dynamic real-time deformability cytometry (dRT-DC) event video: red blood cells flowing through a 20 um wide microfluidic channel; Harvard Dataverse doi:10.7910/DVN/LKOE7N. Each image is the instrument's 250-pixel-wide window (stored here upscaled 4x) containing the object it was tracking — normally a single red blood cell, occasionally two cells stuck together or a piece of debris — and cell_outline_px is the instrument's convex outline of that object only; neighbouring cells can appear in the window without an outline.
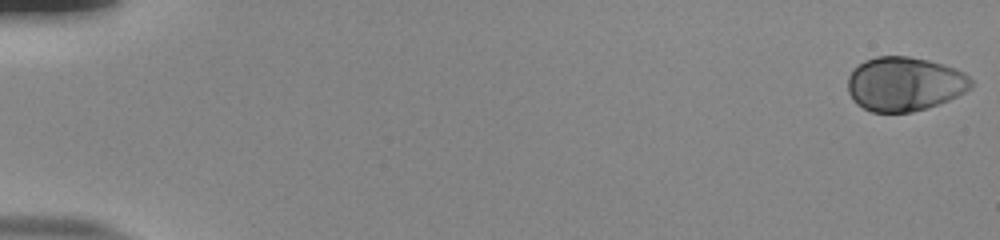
{"species": "human", "species_latin": "Homo sapiens", "temperature_condition": "room temperature", "stored_images_in_passage": 55, "camera_frame_rate_fps": 3000, "um_per_image_px": 0.085, "donor": {"sex": "male"}, "frame": {"image": 1, "passage_image": 1, "time_ms": 0.0, "image_size_px": [1000, 240], "cell_outline_px": [[972, 84], [964, 92], [948, 100], [912, 112], [872, 112], [856, 104], [852, 100], [848, 92], [848, 76], [852, 68], [864, 60], [876, 56], [908, 56], [928, 60], [944, 64], [956, 68], [964, 72], [972, 80]], "centroid_in_image_um": [76.84, 7.12], "position_along_channel_um": 8.2, "area_um2": 39.02}}
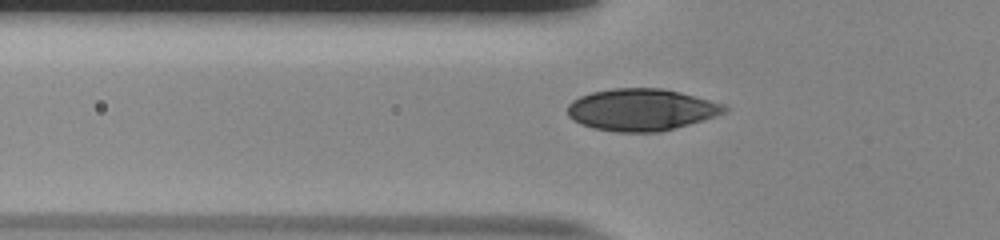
{"frame": {"image": 2, "passage_image": 20, "time_ms": 6.333, "image_size_px": [1000, 240], "cell_outline_px": [[728, 112], [704, 120], [660, 132], [616, 132], [592, 128], [580, 124], [568, 116], [568, 104], [572, 100], [580, 96], [592, 92], [612, 88], [664, 88], [680, 92], [724, 104], [728, 108]], "centroid_in_image_um": [54.52, 9.33], "position_along_channel_um": 71.3, "area_um2": 38.55}}
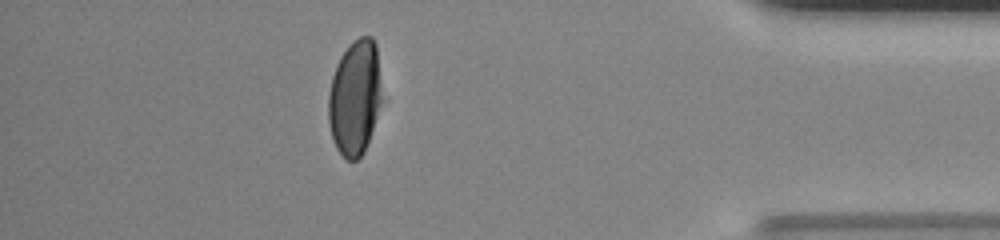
{"frame": {"image": 3, "passage_image": 49, "time_ms": 16.0, "image_size_px": [1000, 240], "cell_outline_px": [[380, 104], [364, 152], [356, 160], [348, 160], [336, 148], [332, 140], [328, 120], [328, 92], [332, 76], [336, 64], [340, 56], [352, 40], [360, 36], [372, 36], [376, 44], [380, 84]], "centroid_in_image_um": [30.12, 8.26], "position_along_channel_um": 405.1, "area_um2": 35.66}, "authors_computed_cell_mechanics": {"area_um2": 38.726, "velocity_mm_per_s": 3.8271, "shape_relaxation_time_tau1_ms": 3.8613, "shape_relaxation_time_tau2_ms": null, "deformation_change_tau1": 0.1795, "deformation_change_tau2": null}}